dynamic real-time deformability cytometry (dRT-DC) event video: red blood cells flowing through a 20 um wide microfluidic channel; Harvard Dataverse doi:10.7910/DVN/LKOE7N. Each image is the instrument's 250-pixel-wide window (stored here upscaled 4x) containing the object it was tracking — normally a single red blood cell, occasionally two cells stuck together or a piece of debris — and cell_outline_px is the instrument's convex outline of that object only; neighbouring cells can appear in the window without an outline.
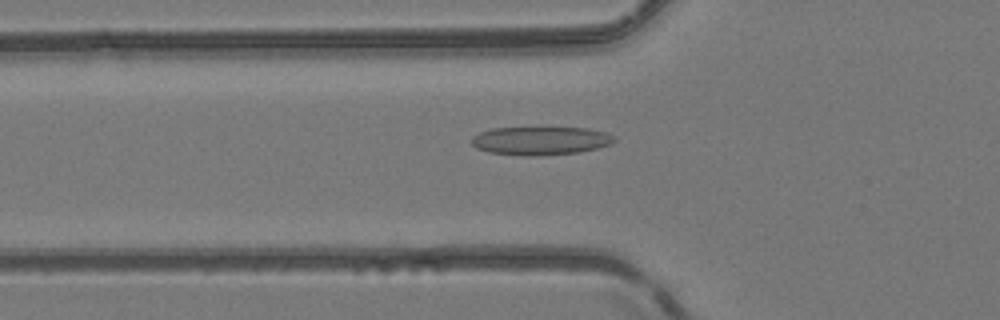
{"species": "common noctule bat (a hibernating species)", "species_latin": "Nyctalus noctula", "temperature_condition": "room temperature", "stored_images_in_passage": 50, "camera_frame_rate_fps": 3000, "um_per_image_px": 0.085, "animal": {"sex": "female", "body_mass_g": 24.6, "forearm_length_mm": 56.2}, "frame": {"image": 1, "passage_image": 18, "time_ms": 5.667, "image_size_px": [1000, 320], "cell_outline_px": [[616, 140], [608, 144], [596, 148], [580, 152], [536, 156], [520, 156], [488, 152], [476, 148], [468, 140], [472, 136], [480, 132], [492, 128], [588, 128], [604, 132], [616, 136]], "centroid_in_image_um": [45.89, 11.97], "position_along_channel_um": 79.9, "area_um2": 23.7}}
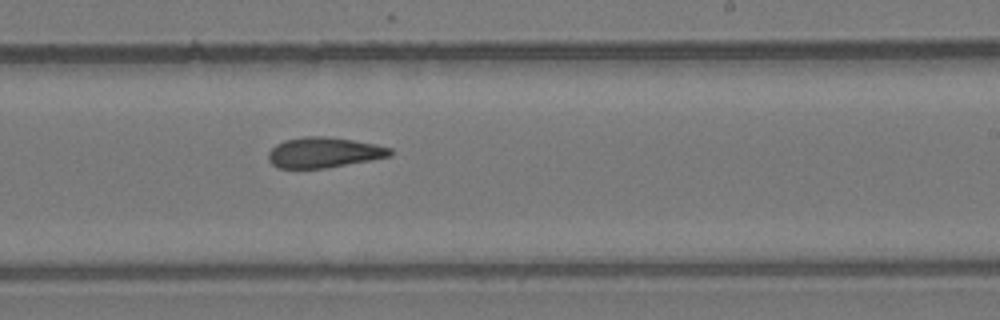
{"frame": {"image": 2, "passage_image": 31, "time_ms": 10.0, "image_size_px": [1000, 320], "cell_outline_px": [[392, 156], [328, 168], [280, 168], [272, 164], [268, 160], [268, 152], [276, 144], [284, 140], [304, 136], [324, 136], [352, 140], [376, 144], [392, 148]], "centroid_in_image_um": [27.53, 12.96], "position_along_channel_um": 261.5, "area_um2": 21.68}}
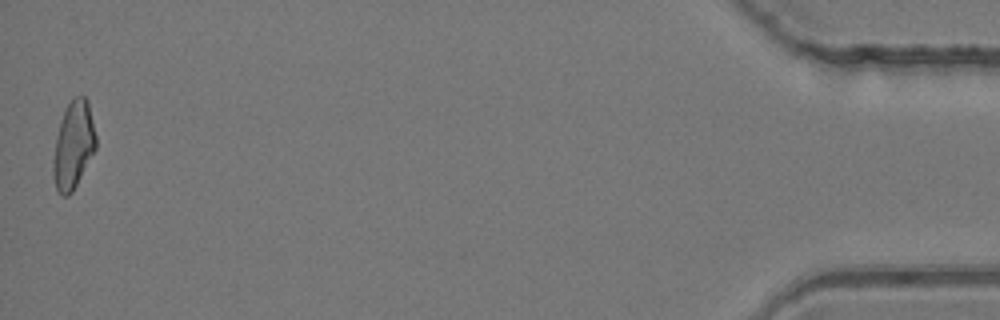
{"frame": {"image": 3, "passage_image": 50, "time_ms": 16.333, "image_size_px": [1000, 320], "cell_outline_px": [[96, 148], [72, 192], [68, 196], [64, 196], [56, 188], [52, 176], [52, 160], [56, 136], [60, 120], [64, 108], [76, 96], [84, 96], [88, 100], [96, 136]], "centroid_in_image_um": [6.22, 12.32], "position_along_channel_um": 429.0, "area_um2": 21.79}, "authors_computed_cell_mechanics": {"area_um2": 22.1952, "velocity_mm_per_s": 4.1718, "shape_relaxation_time_tau1_ms": null, "shape_relaxation_time_tau2_ms": 7.5627, "deformation_change_tau1": null, "deformation_change_tau2": 0.1581}}